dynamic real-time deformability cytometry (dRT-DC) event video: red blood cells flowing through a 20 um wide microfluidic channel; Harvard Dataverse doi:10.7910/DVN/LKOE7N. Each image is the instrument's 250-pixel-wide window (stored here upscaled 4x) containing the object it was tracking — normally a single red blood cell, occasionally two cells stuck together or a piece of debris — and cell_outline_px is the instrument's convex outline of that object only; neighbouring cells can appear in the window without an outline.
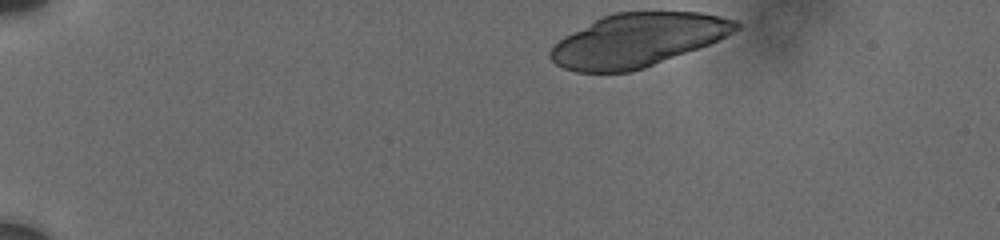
{"species": "human", "species_latin": "Homo sapiens", "temperature_condition": "cold", "stored_images_in_passage": 79, "camera_frame_rate_fps": 3000, "um_per_image_px": 0.085, "donor": {"sex": "male"}, "frame": {"image": 1, "passage_image": 1, "time_ms": 0.0, "image_size_px": [1000, 240], "cell_outline_px": [[740, 28], [708, 44], [644, 68], [628, 72], [576, 72], [564, 68], [556, 64], [548, 56], [548, 52], [564, 36], [600, 16], [616, 12], [700, 12], [720, 16], [736, 20], [740, 24]], "centroid_in_image_um": [54.16, 3.4], "position_along_channel_um": 30.8, "area_um2": 57.22}}
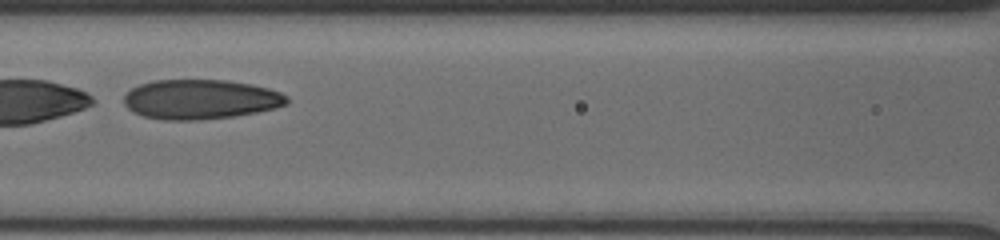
{"frame": {"image": 2, "passage_image": 36, "time_ms": 6.0, "image_size_px": [1000, 240], "cell_outline_px": [[288, 104], [276, 108], [256, 112], [232, 116], [200, 120], [164, 120], [144, 116], [132, 112], [124, 104], [124, 92], [140, 84], [152, 80], [228, 80], [252, 84], [268, 88], [280, 92], [288, 96]], "centroid_in_image_um": [17.03, 8.44], "position_along_channel_um": 149.6, "area_um2": 37.92}}
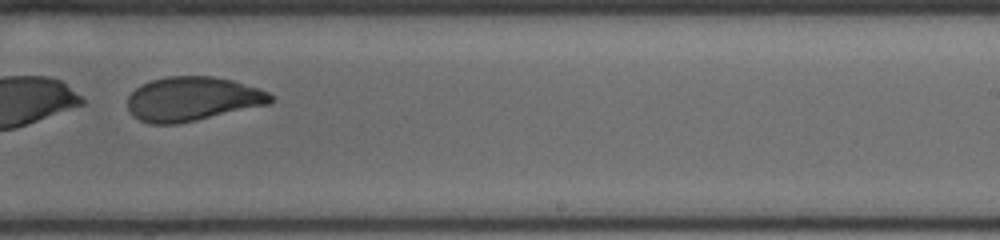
{"frame": {"image": 3, "passage_image": 55, "time_ms": 9.333, "image_size_px": [1000, 240], "cell_outline_px": [[276, 100], [272, 104], [196, 120], [176, 124], [152, 124], [140, 120], [132, 116], [128, 108], [128, 96], [140, 84], [152, 80], [168, 76], [212, 76], [232, 80], [260, 88], [276, 96]], "centroid_in_image_um": [16.41, 8.41], "position_along_channel_um": 272.6, "area_um2": 37.22}, "authors_computed_cell_mechanics": {"area_um2": 39.4774, "velocity_mm_per_s": 3.6911, "shape_relaxation_time_tau1_ms": 8.9687, "shape_relaxation_time_tau2_ms": 1.3501, "deformation_change_tau1": 0.1978, "deformation_change_tau2": 0.0722}}